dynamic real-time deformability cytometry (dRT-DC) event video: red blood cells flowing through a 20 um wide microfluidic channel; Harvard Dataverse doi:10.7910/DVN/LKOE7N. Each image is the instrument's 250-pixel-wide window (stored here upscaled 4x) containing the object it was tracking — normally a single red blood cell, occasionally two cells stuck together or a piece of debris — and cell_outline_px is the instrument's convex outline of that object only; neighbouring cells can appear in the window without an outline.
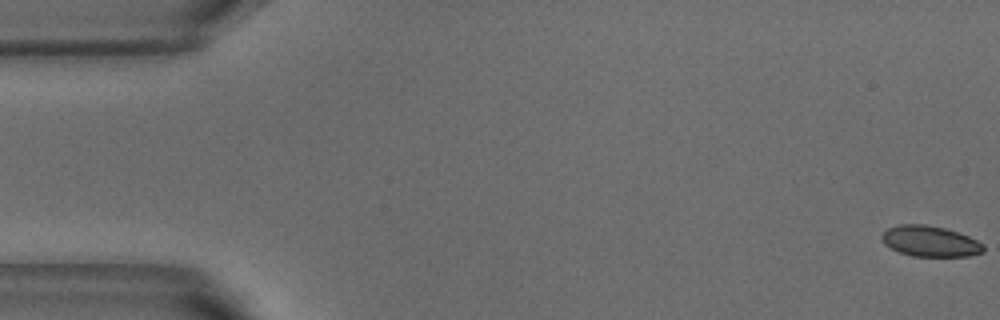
{"species": "common noctule bat (a hibernating species)", "species_latin": "Nyctalus noctula", "temperature_condition": "warm", "stored_images_in_passage": 53, "camera_frame_rate_fps": 3000, "um_per_image_px": 0.085, "animal": {"sex": "male", "body_mass_g": 18.8}, "frame": {"image": 1, "passage_image": 1, "time_ms": 0.0, "image_size_px": [1000, 320], "cell_outline_px": [[984, 252], [968, 256], [912, 256], [900, 252], [884, 244], [880, 236], [888, 228], [900, 224], [924, 224], [944, 228], [960, 232], [984, 244]], "centroid_in_image_um": [79.07, 20.5], "position_along_channel_um": 5.9, "area_um2": 18.21}}
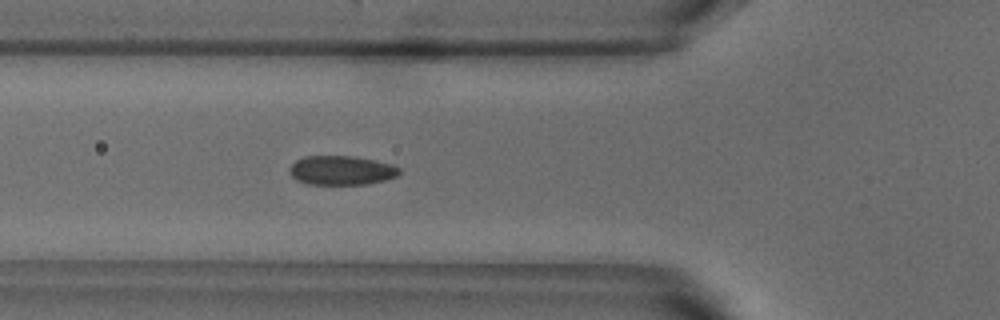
{"frame": {"image": 2, "passage_image": 19, "time_ms": 6.0, "image_size_px": [1000, 320], "cell_outline_px": [[400, 172], [396, 176], [384, 180], [368, 184], [308, 184], [296, 180], [288, 172], [288, 168], [296, 160], [304, 156], [352, 156], [376, 160], [392, 164], [400, 168]], "centroid_in_image_um": [29.0, 14.47], "position_along_channel_um": 96.8, "area_um2": 18.79}}
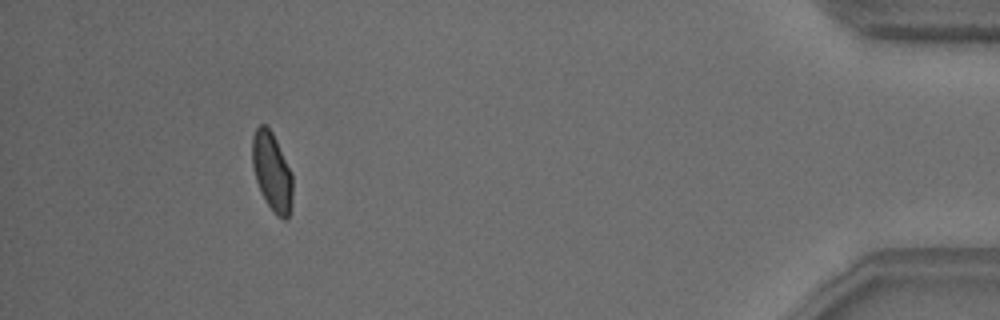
{"frame": {"image": 3, "passage_image": 49, "time_ms": 16.0, "image_size_px": [1000, 320], "cell_outline_px": [[292, 204], [288, 220], [284, 220], [268, 204], [260, 192], [256, 180], [252, 164], [252, 136], [256, 128], [260, 124], [264, 124], [272, 132], [292, 172]], "centroid_in_image_um": [23.12, 14.58], "position_along_channel_um": 412.1, "area_um2": 18.38}, "authors_computed_cell_mechanics": {"area_um2": 18.785, "velocity_mm_per_s": 3.7948, "shape_relaxation_time_tau1_ms": 6.5245, "shape_relaxation_time_tau2_ms": 0.8233, "deformation_change_tau1": 0.1379, "deformation_change_tau2": 0.0618}}